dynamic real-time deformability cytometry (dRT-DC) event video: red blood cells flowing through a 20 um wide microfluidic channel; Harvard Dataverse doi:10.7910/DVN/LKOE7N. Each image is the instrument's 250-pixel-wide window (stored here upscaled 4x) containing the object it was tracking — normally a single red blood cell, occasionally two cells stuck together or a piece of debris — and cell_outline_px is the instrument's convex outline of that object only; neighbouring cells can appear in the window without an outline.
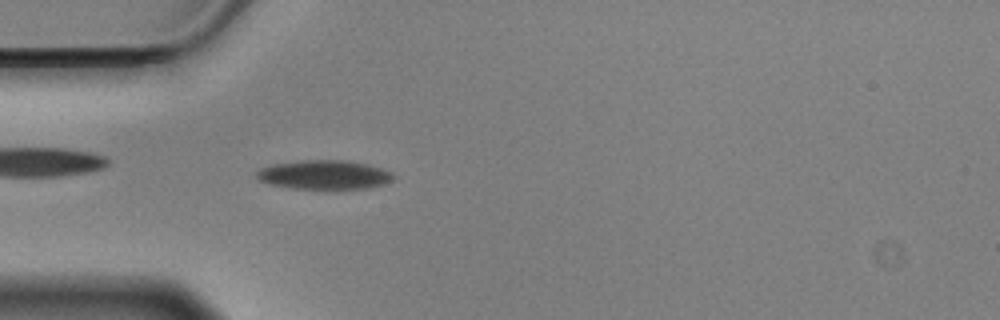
{"species": "Egyptian fruit bat (a non-hibernating species)", "species_latin": "Rousettus aegyptiacus", "temperature_condition": "cold", "stored_images_in_passage": 55, "camera_frame_rate_fps": 3000, "um_per_image_px": 0.085, "animal": {"sex": "male"}, "frame": {"image": 1, "passage_image": 15, "time_ms": 4.667, "image_size_px": [1000, 320], "cell_outline_px": [[396, 176], [392, 180], [384, 184], [368, 188], [292, 188], [268, 184], [260, 180], [256, 176], [256, 172], [260, 168], [272, 164], [304, 160], [344, 160], [368, 164], [392, 172]], "centroid_in_image_um": [27.56, 14.84], "position_along_channel_um": 57.4, "area_um2": 23.06}}
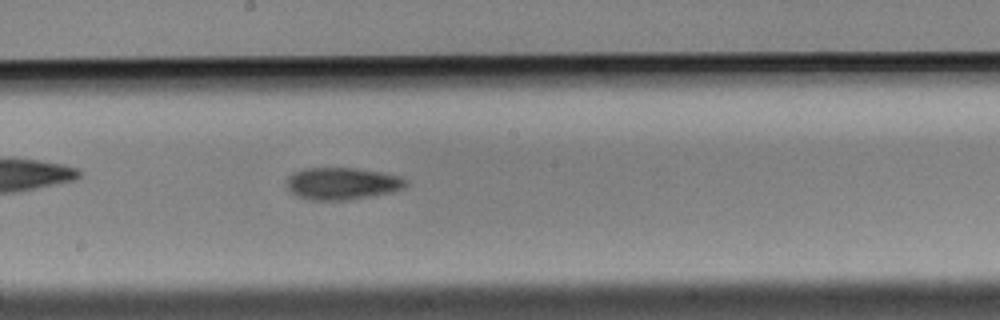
{"frame": {"image": 2, "passage_image": 29, "time_ms": 9.333, "image_size_px": [1000, 320], "cell_outline_px": [[408, 184], [404, 188], [392, 192], [352, 200], [308, 200], [296, 196], [288, 192], [288, 176], [292, 172], [304, 168], [356, 168], [380, 172], [400, 176], [408, 180]], "centroid_in_image_um": [29.08, 15.61], "position_along_channel_um": 219.1, "area_um2": 22.66}}
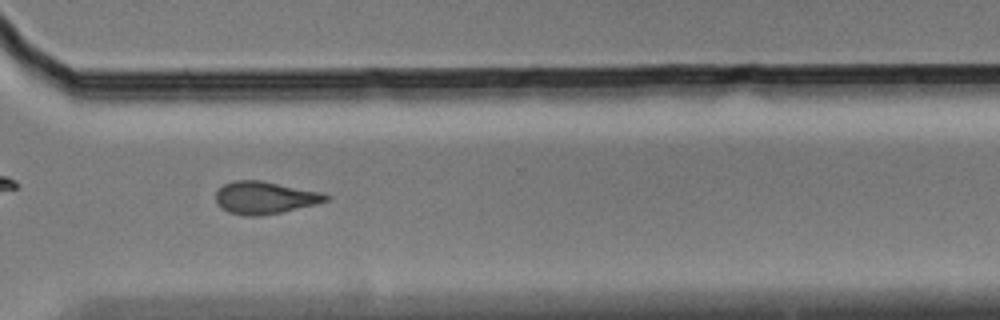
{"frame": {"image": 3, "passage_image": 40, "time_ms": 13.0, "image_size_px": [1000, 320], "cell_outline_px": [[332, 196], [328, 200], [316, 204], [284, 212], [260, 216], [244, 216], [228, 212], [220, 208], [216, 204], [216, 192], [224, 184], [232, 180], [260, 180], [320, 192]], "centroid_in_image_um": [22.48, 16.81], "position_along_channel_um": 348.1, "area_um2": 20.98}, "authors_computed_cell_mechanics": {"area_um2": 21.7328, "velocity_mm_per_s": 3.524, "shape_relaxation_time_tau1_ms": 5.1173, "shape_relaxation_time_tau2_ms": null, "deformation_change_tau1": 0.1082, "deformation_change_tau2": null}}